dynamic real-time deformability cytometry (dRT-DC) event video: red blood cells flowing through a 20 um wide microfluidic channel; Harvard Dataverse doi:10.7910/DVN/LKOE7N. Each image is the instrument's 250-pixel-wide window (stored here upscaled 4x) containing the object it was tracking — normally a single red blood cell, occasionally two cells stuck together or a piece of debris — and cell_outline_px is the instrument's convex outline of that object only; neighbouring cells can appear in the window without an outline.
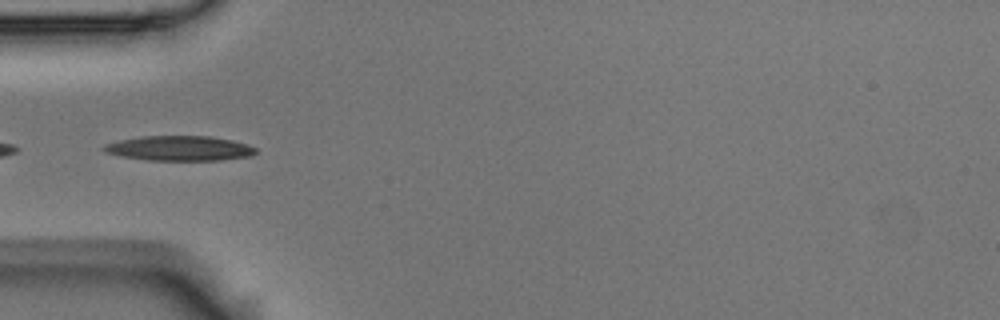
{"species": "Egyptian fruit bat (a non-hibernating species)", "species_latin": "Rousettus aegyptiacus", "temperature_condition": "room temperature", "stored_images_in_passage": 3, "camera_frame_rate_fps": 3000, "um_per_image_px": 0.085, "animal": {"sex": "male"}, "frame": {"image": 1, "passage_image": 1, "time_ms": 0.0, "image_size_px": [1000, 320], "cell_outline_px": [[256, 152], [252, 156], [220, 160], [144, 160], [120, 156], [104, 152], [100, 148], [104, 144], [120, 140], [144, 136], [212, 136], [232, 140], [248, 144], [256, 148]], "centroid_in_image_um": [15.24, 12.61], "position_along_channel_um": 69.8, "area_um2": 22.2}}
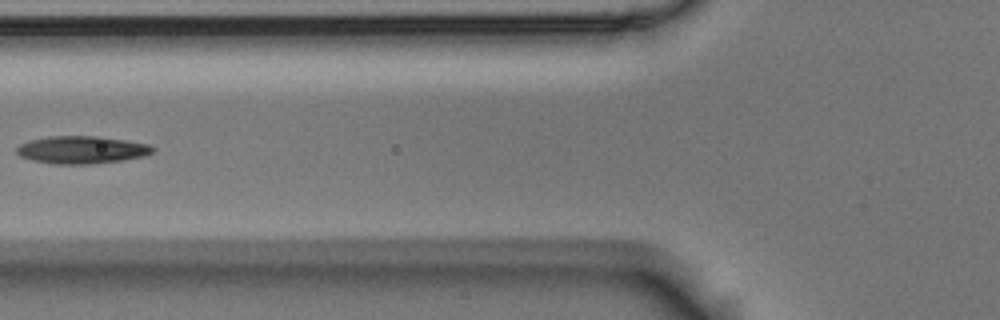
{"frame": {"image": 2, "passage_image": 2, "time_ms": 0.333, "image_size_px": [1000, 320], "cell_outline_px": [[156, 148], [152, 152], [144, 156], [120, 160], [88, 164], [56, 164], [32, 160], [20, 156], [16, 152], [16, 148], [20, 144], [28, 140], [48, 136], [100, 136], [148, 144]], "centroid_in_image_um": [6.91, 12.72], "position_along_channel_um": 118.9, "area_um2": 21.79}}
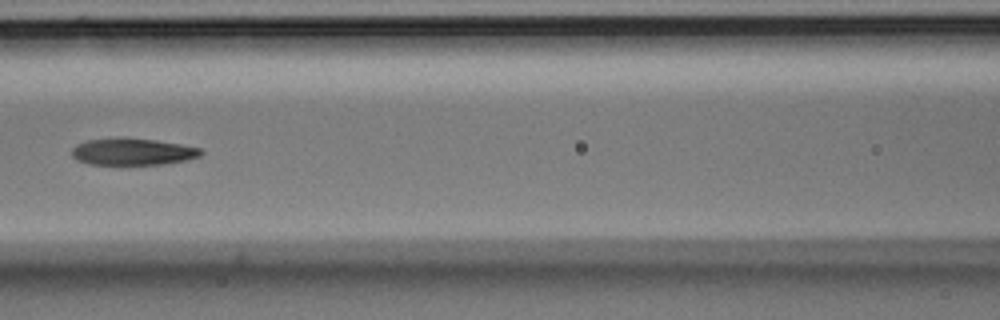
{"frame": {"image": 3, "passage_image": 3, "time_ms": 0.667, "image_size_px": [1000, 320], "cell_outline_px": [[204, 152], [200, 156], [184, 160], [160, 164], [88, 164], [76, 160], [72, 156], [72, 148], [76, 144], [88, 140], [120, 136], [156, 140], [180, 144], [200, 148]], "centroid_in_image_um": [11.23, 12.87], "position_along_channel_um": 155.4, "area_um2": 20.35}}